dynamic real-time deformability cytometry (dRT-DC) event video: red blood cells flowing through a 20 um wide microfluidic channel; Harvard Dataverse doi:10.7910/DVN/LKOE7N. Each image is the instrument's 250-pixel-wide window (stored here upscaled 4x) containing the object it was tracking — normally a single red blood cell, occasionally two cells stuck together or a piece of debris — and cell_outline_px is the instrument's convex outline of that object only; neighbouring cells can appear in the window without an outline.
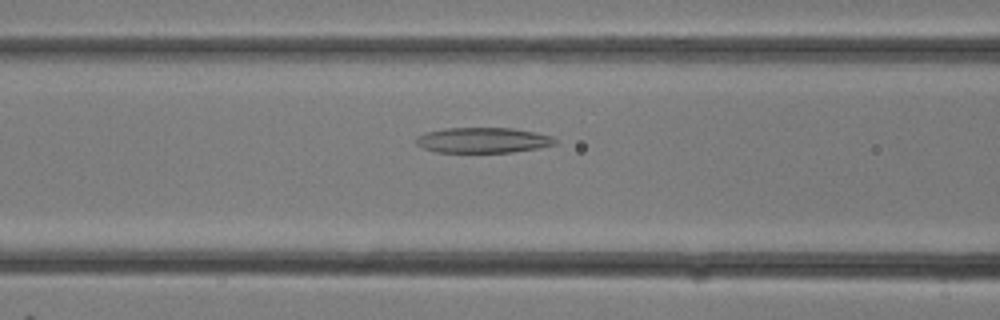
{"species": "common noctule bat (a hibernating species)", "species_latin": "Nyctalus noctula", "temperature_condition": "room temperature", "stored_images_in_passage": 27, "camera_frame_rate_fps": 3000, "um_per_image_px": 0.085, "animal": {"sex": "female"}, "frame": {"image": 1, "passage_image": 11, "time_ms": 3.333, "image_size_px": [1000, 320], "cell_outline_px": [[556, 144], [536, 148], [512, 152], [436, 152], [424, 148], [416, 144], [416, 136], [424, 132], [444, 128], [512, 128], [536, 132], [552, 136], [556, 140]], "centroid_in_image_um": [41.02, 11.91], "position_along_channel_um": 125.6, "area_um2": 20.58}}
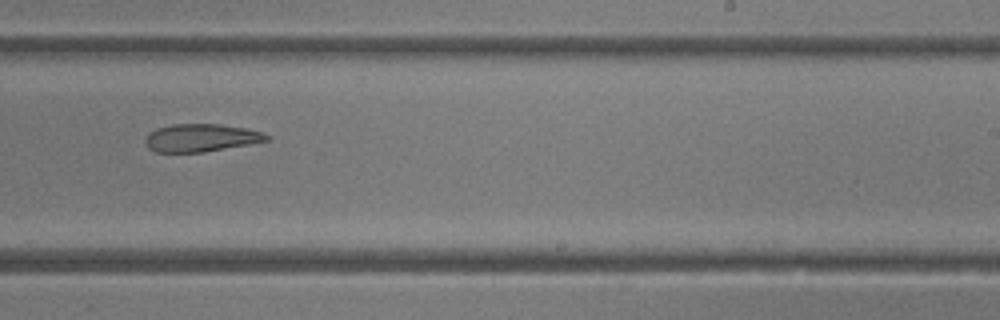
{"frame": {"image": 2, "passage_image": 17, "time_ms": 5.333, "image_size_px": [1000, 320], "cell_outline_px": [[268, 140], [248, 144], [204, 152], [156, 152], [148, 148], [144, 140], [148, 132], [156, 128], [172, 124], [220, 124], [244, 128], [260, 132], [268, 136]], "centroid_in_image_um": [17.0, 11.71], "position_along_channel_um": 272.0, "area_um2": 19.48}}
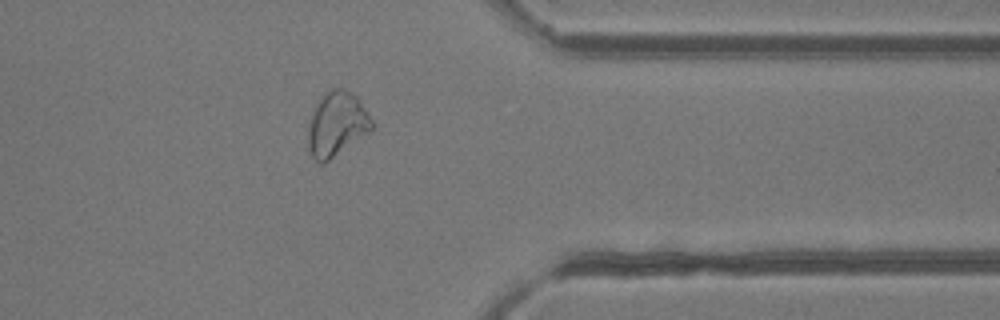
{"frame": {"image": 3, "passage_image": 22, "time_ms": 7.0, "image_size_px": [1000, 320], "cell_outline_px": [[372, 128], [368, 132], [324, 164], [320, 164], [312, 156], [308, 148], [308, 120], [320, 96], [324, 92], [332, 88], [344, 88], [356, 96], [360, 100], [372, 120]], "centroid_in_image_um": [28.58, 10.53], "position_along_channel_um": 382.8, "area_um2": 23.93}}